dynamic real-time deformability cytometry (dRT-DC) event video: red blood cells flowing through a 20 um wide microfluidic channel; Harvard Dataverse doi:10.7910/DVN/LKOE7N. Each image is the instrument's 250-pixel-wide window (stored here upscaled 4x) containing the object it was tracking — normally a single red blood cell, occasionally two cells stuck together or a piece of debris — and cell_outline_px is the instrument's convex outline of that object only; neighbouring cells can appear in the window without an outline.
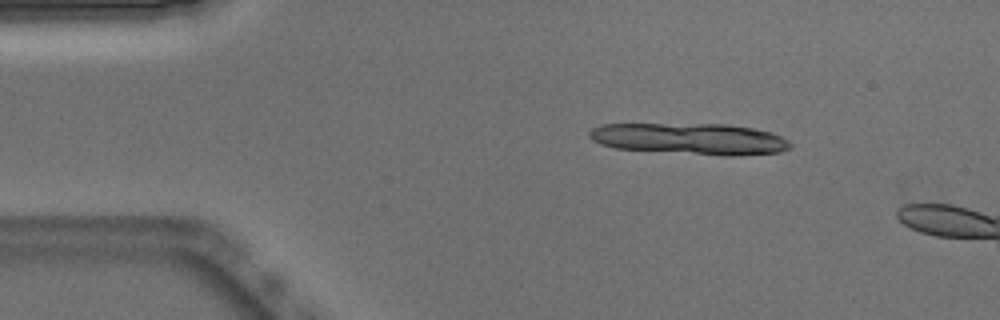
{"species": "Egyptian fruit bat (a non-hibernating species)", "species_latin": "Rousettus aegyptiacus", "temperature_condition": "warm", "stored_images_in_passage": 6, "camera_frame_rate_fps": 3000, "um_per_image_px": 0.085, "animal": {"sex": "male"}, "frame": {"image": 1, "passage_image": 1, "time_ms": 0.0, "image_size_px": [1000, 320], "cell_outline_px": [[792, 144], [788, 148], [780, 152], [732, 156], [728, 156], [616, 148], [600, 144], [592, 140], [588, 136], [588, 132], [592, 128], [600, 124], [728, 124], [752, 128], [772, 132], [788, 140]], "centroid_in_image_um": [58.64, 11.79], "position_along_channel_um": 26.4, "area_um2": 36.7}}